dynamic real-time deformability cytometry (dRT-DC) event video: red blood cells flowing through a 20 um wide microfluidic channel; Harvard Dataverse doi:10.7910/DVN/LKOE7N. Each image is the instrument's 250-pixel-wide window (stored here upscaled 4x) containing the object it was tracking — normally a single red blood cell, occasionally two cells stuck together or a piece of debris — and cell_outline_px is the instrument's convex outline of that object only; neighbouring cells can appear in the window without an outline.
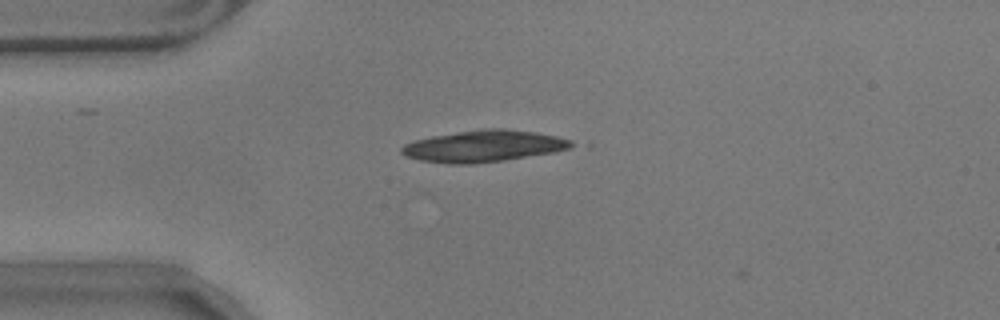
{"species": "common noctule bat (a hibernating species)", "species_latin": "Nyctalus noctula", "temperature_condition": "warm", "stored_images_in_passage": 3, "camera_frame_rate_fps": 3000, "um_per_image_px": 0.085, "animal": {"sex": "male", "body_mass_g": 17.9}, "frame": {"image": 1, "passage_image": 1, "time_ms": 0.0, "image_size_px": [1000, 320], "cell_outline_px": [[580, 144], [572, 148], [552, 152], [504, 160], [472, 164], [448, 164], [420, 160], [404, 156], [400, 152], [400, 148], [404, 144], [412, 140], [432, 136], [456, 132], [484, 128], [504, 128], [536, 132], [556, 136], [572, 140]], "centroid_in_image_um": [41.11, 12.41], "position_along_channel_um": 43.9, "area_um2": 31.62}}